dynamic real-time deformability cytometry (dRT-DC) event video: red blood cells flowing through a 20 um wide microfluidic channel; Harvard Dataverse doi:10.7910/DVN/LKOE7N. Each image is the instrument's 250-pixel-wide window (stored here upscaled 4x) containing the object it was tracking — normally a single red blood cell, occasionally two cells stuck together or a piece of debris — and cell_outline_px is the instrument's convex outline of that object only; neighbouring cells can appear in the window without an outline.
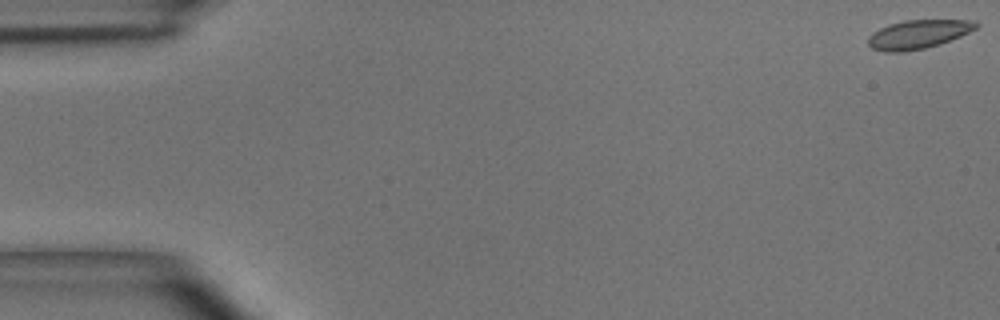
{"species": "common noctule bat (a hibernating species)", "species_latin": "Nyctalus noctula", "temperature_condition": "room temperature", "stored_images_in_passage": 5, "camera_frame_rate_fps": 3000, "um_per_image_px": 0.085, "animal": {"sex": "male", "body_mass_g": 15.6}, "frame": {"image": 1, "passage_image": 1, "time_ms": 0.0, "image_size_px": [1000, 320], "cell_outline_px": [[980, 24], [976, 28], [960, 36], [940, 44], [924, 48], [904, 52], [884, 52], [872, 48], [868, 44], [868, 36], [872, 32], [888, 24], [904, 20], [976, 20]], "centroid_in_image_um": [78.03, 2.91], "position_along_channel_um": 7.0, "area_um2": 18.15}}
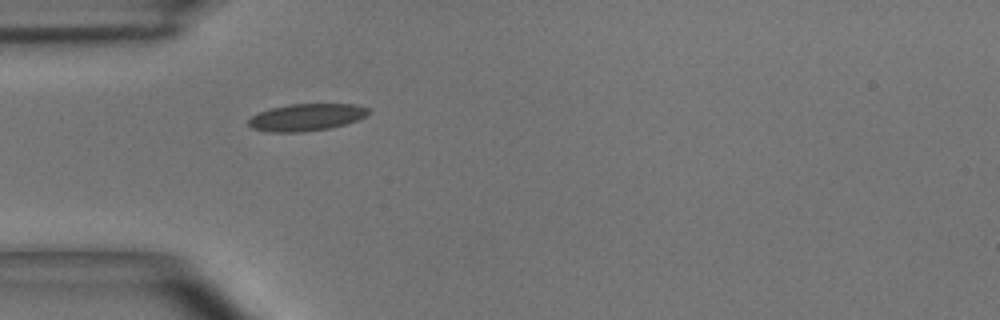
{"frame": {"image": 2, "passage_image": 5, "time_ms": 1.333, "image_size_px": [1000, 320], "cell_outline_px": [[372, 112], [356, 120], [344, 124], [328, 128], [300, 132], [268, 132], [252, 128], [248, 124], [248, 120], [252, 116], [260, 112], [272, 108], [288, 104], [356, 104], [368, 108]], "centroid_in_image_um": [26.04, 9.96], "position_along_channel_um": 59.0, "area_um2": 18.79}}